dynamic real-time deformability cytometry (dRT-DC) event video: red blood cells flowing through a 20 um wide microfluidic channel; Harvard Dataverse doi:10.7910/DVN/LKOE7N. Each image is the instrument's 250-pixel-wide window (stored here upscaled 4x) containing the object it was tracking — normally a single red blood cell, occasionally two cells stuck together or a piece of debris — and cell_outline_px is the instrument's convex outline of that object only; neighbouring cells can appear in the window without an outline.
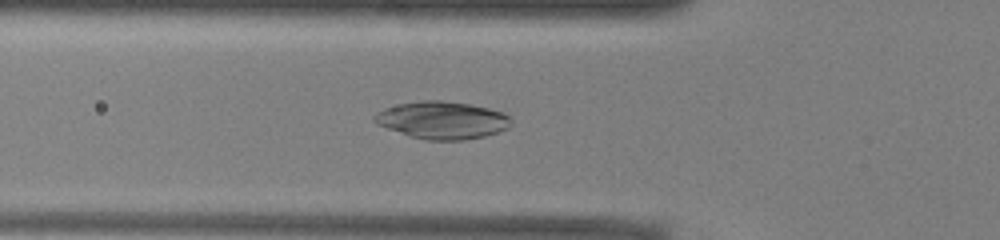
{"species": "common noctule bat (a hibernating species)", "species_latin": "Nyctalus noctula", "temperature_condition": "warm", "stored_images_in_passage": 48, "camera_frame_rate_fps": 3000, "um_per_image_px": 0.085, "animal": {"sex": "male", "body_mass_g": 13.0, "forearm_length_mm": 53.1}, "frame": {"image": 1, "passage_image": 14, "time_ms": 4.333, "image_size_px": [1000, 240], "cell_outline_px": [[512, 124], [508, 128], [484, 136], [464, 140], [424, 140], [376, 124], [372, 120], [372, 116], [376, 112], [384, 108], [400, 104], [420, 100], [440, 100], [468, 104], [488, 108], [504, 112], [512, 120]], "centroid_in_image_um": [37.58, 10.21], "position_along_channel_um": 88.2, "area_um2": 29.77}}
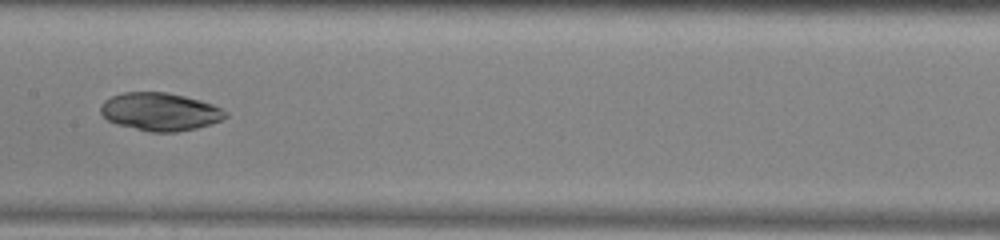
{"frame": {"image": 2, "passage_image": 22, "time_ms": 7.0, "image_size_px": [1000, 240], "cell_outline_px": [[228, 116], [220, 120], [196, 128], [176, 132], [148, 132], [116, 124], [108, 120], [100, 112], [100, 104], [104, 100], [112, 96], [124, 92], [168, 92], [200, 100], [212, 104], [228, 112]], "centroid_in_image_um": [13.58, 9.49], "position_along_channel_um": 193.8, "area_um2": 27.63}}
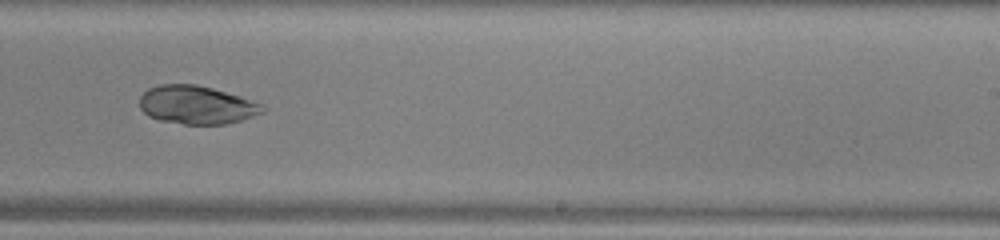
{"frame": {"image": 3, "passage_image": 28, "time_ms": 9.0, "image_size_px": [1000, 240], "cell_outline_px": [[264, 112], [240, 120], [224, 124], [184, 124], [160, 120], [148, 116], [140, 108], [140, 96], [148, 88], [160, 84], [196, 84], [212, 88], [240, 96], [260, 104], [264, 108]], "centroid_in_image_um": [16.67, 8.91], "position_along_channel_um": 272.3, "area_um2": 27.22}}